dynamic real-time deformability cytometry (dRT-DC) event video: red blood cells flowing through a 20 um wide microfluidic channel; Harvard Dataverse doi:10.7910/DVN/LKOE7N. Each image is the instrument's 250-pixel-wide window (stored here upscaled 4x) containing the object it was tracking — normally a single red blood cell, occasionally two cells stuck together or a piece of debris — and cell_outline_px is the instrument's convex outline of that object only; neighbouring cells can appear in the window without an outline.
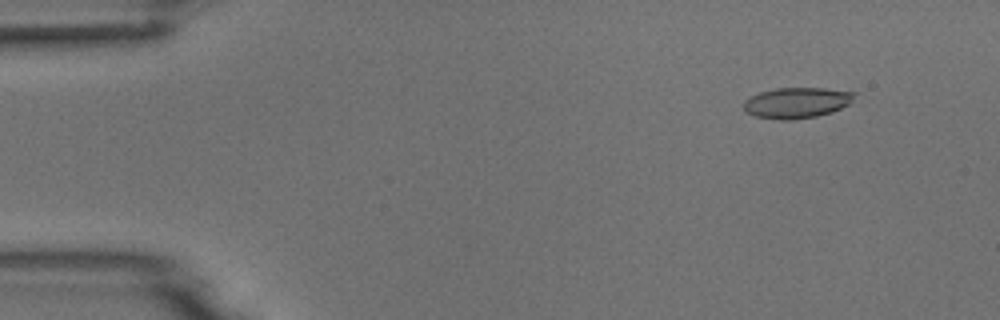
{"species": "common noctule bat (a hibernating species)", "species_latin": "Nyctalus noctula", "temperature_condition": "room temperature", "stored_images_in_passage": 6, "camera_frame_rate_fps": 3000, "um_per_image_px": 0.085, "animal": {"sex": "male", "body_mass_g": 18.8}, "frame": {"image": 1, "passage_image": 2, "time_ms": 1.0, "image_size_px": [1000, 320], "cell_outline_px": [[856, 92], [852, 100], [848, 104], [832, 112], [816, 116], [788, 120], [780, 120], [756, 116], [748, 112], [744, 108], [744, 100], [760, 92], [776, 88], [824, 88]], "centroid_in_image_um": [67.73, 8.72], "position_along_channel_um": 17.3, "area_um2": 19.59}}
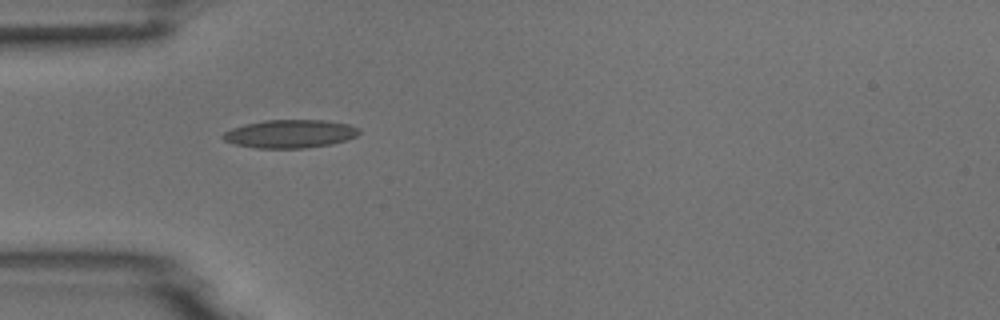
{"frame": {"image": 2, "passage_image": 5, "time_ms": 4.667, "image_size_px": [1000, 320], "cell_outline_px": [[360, 132], [356, 136], [348, 140], [332, 144], [304, 148], [256, 148], [236, 144], [224, 140], [220, 136], [224, 132], [232, 128], [244, 124], [264, 120], [328, 120], [348, 124], [360, 128]], "centroid_in_image_um": [24.68, 11.37], "position_along_channel_um": 60.3, "area_um2": 22.54}}